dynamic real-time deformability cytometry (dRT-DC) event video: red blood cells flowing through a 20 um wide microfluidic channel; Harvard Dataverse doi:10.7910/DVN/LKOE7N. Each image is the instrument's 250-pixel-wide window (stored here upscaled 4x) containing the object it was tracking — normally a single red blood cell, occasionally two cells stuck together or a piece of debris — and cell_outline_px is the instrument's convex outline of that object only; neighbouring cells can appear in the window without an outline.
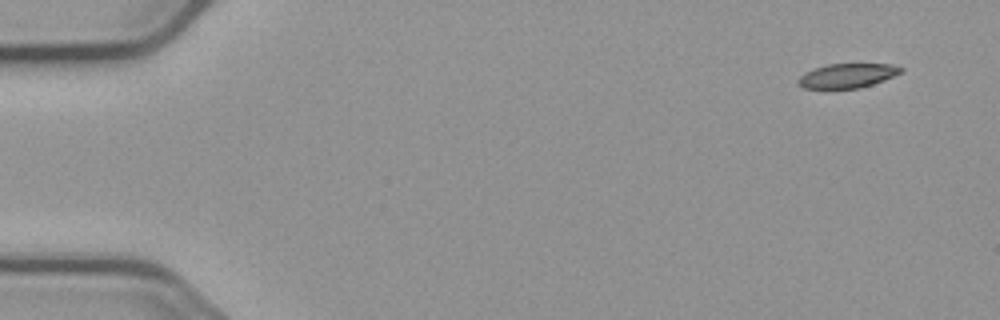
{"species": "common noctule bat (a hibernating species)", "species_latin": "Nyctalus noctula", "temperature_condition": "cold", "stored_images_in_passage": 4, "camera_frame_rate_fps": 3000, "um_per_image_px": 0.085, "animal": {"sex": "male", "body_mass_g": 23.1, "forearm_length_mm": 52.7}, "frame": {"image": 1, "passage_image": 1, "time_ms": 0.0, "image_size_px": [1000, 320], "cell_outline_px": [[904, 68], [900, 72], [884, 80], [860, 88], [804, 88], [796, 80], [800, 76], [816, 68], [828, 64], [888, 64]], "centroid_in_image_um": [72.02, 6.43], "position_along_channel_um": 13.0, "area_um2": 14.16}}
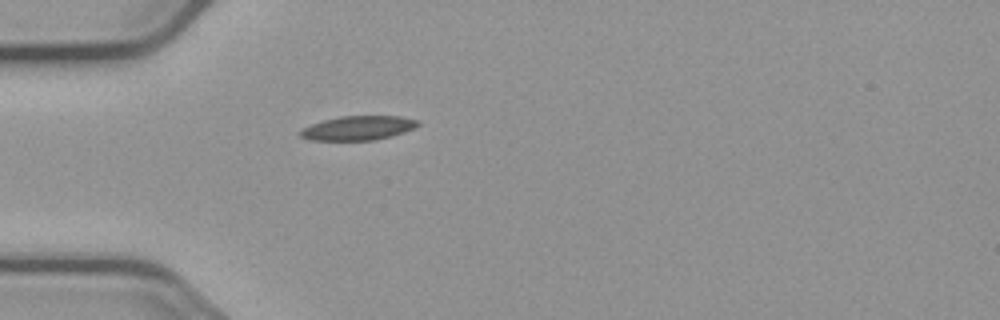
{"frame": {"image": 2, "passage_image": 4, "time_ms": 4.333, "image_size_px": [1000, 320], "cell_outline_px": [[420, 124], [404, 132], [376, 140], [308, 140], [300, 136], [296, 132], [312, 124], [324, 120], [340, 116], [400, 116], [420, 120]], "centroid_in_image_um": [30.42, 10.88], "position_along_channel_um": 54.6, "area_um2": 16.59}}